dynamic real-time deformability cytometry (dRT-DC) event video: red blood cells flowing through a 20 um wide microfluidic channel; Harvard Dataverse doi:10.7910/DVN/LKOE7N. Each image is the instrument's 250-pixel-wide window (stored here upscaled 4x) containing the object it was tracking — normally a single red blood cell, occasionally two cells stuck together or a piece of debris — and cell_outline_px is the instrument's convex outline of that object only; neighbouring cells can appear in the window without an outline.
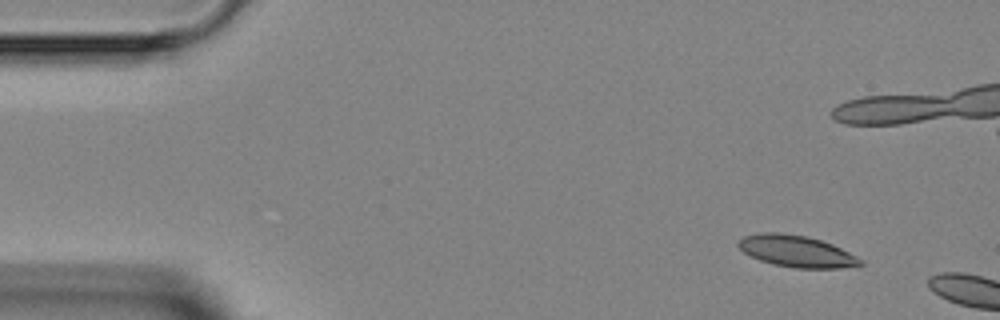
{"species": "Egyptian fruit bat (a non-hibernating species)", "species_latin": "Rousettus aegyptiacus", "temperature_condition": "room temperature", "stored_images_in_passage": 3, "camera_frame_rate_fps": 3000, "um_per_image_px": 0.085, "animal": {"sex": "female"}, "frame": {"image": 1, "passage_image": 1, "time_ms": 0.0, "image_size_px": [1000, 320], "cell_outline_px": [[864, 264], [840, 268], [792, 268], [772, 264], [760, 260], [744, 252], [736, 244], [744, 236], [764, 232], [776, 232], [808, 236], [832, 244], [864, 260]], "centroid_in_image_um": [67.71, 21.36], "position_along_channel_um": 17.3, "area_um2": 22.37}}